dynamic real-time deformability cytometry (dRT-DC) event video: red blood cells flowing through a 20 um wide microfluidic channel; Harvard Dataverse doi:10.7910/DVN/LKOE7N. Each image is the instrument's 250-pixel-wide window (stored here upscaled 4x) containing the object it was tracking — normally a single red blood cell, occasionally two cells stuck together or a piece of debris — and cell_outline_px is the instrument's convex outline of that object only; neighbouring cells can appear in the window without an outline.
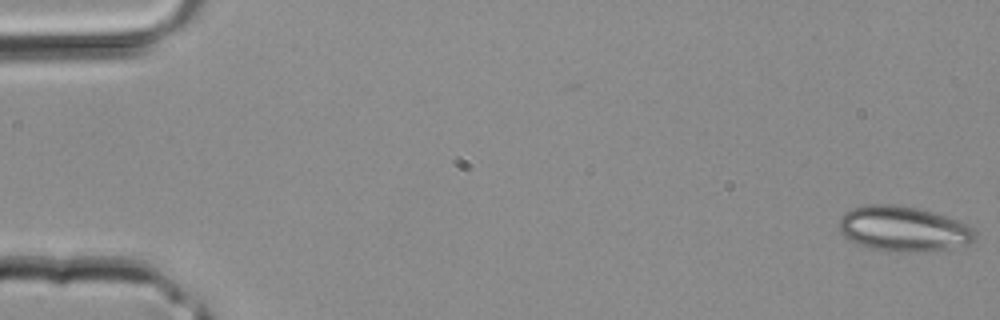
{"species": "common noctule bat (a hibernating species)", "species_latin": "Nyctalus noctula", "temperature_condition": "room temperature", "stored_images_in_passage": 38, "camera_frame_rate_fps": 3000, "um_per_image_px": 0.085, "animal": {"sex": "male", "body_mass_g": 20.4}, "frame": {"image": 1, "passage_image": 1, "time_ms": 0.0, "image_size_px": [1000, 320], "cell_outline_px": [[976, 240], [968, 244], [952, 248], [924, 252], [896, 252], [872, 248], [860, 244], [844, 236], [836, 228], [840, 216], [844, 212], [852, 208], [868, 204], [892, 204], [916, 208], [932, 212], [956, 220], [972, 228], [976, 232]], "centroid_in_image_um": [76.76, 19.45], "position_along_channel_um": 8.2, "area_um2": 35.89}}
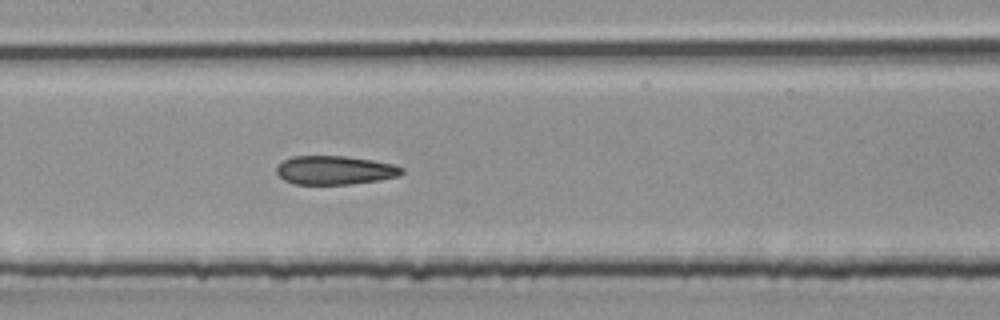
{"frame": {"image": 2, "passage_image": 20, "time_ms": 6.333, "image_size_px": [1000, 320], "cell_outline_px": [[404, 172], [400, 176], [380, 180], [352, 184], [292, 184], [284, 180], [276, 172], [276, 168], [284, 160], [292, 156], [348, 156], [372, 160], [392, 164], [404, 168]], "centroid_in_image_um": [28.49, 14.47], "position_along_channel_um": 178.9, "area_um2": 21.1}}
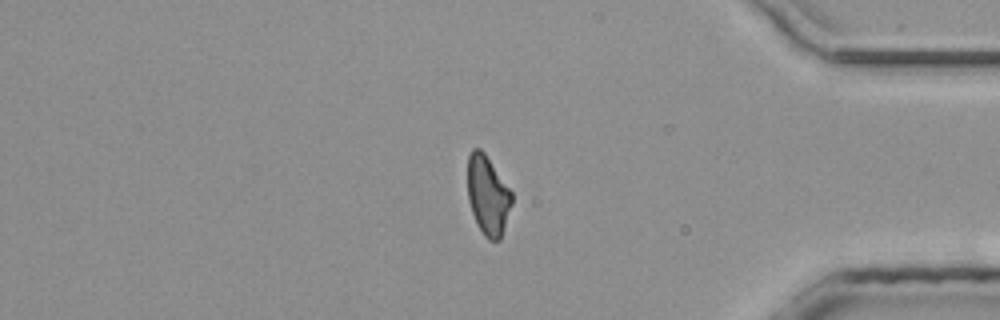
{"frame": {"image": 3, "passage_image": 34, "time_ms": 11.0, "image_size_px": [1000, 320], "cell_outline_px": [[512, 204], [500, 240], [488, 240], [484, 236], [476, 224], [468, 200], [468, 156], [472, 148], [480, 148], [484, 152], [512, 192]], "centroid_in_image_um": [41.46, 16.61], "position_along_channel_um": 393.7, "area_um2": 20.4}}